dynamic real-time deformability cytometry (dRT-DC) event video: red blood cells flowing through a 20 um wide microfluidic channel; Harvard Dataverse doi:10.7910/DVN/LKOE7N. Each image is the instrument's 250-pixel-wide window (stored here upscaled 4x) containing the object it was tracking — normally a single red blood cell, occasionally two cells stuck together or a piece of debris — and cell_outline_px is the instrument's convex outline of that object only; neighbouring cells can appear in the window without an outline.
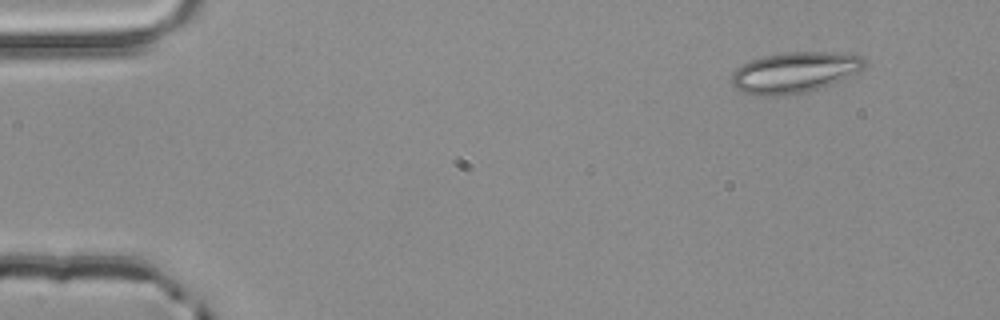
{"species": "common noctule bat (a hibernating species)", "species_latin": "Nyctalus noctula", "temperature_condition": "room temperature", "stored_images_in_passage": 3, "camera_frame_rate_fps": 3000, "um_per_image_px": 0.085, "animal": {"sex": "male", "body_mass_g": 20.4}, "frame": {"image": 1, "passage_image": 1, "time_ms": 0.0, "image_size_px": [1000, 320], "cell_outline_px": [[868, 64], [860, 72], [840, 80], [804, 92], [776, 96], [760, 96], [740, 92], [732, 84], [732, 72], [736, 68], [752, 60], [764, 56], [784, 52], [840, 52], [860, 56], [868, 60]], "centroid_in_image_um": [67.56, 6.14], "position_along_channel_um": 17.4, "area_um2": 31.62}}
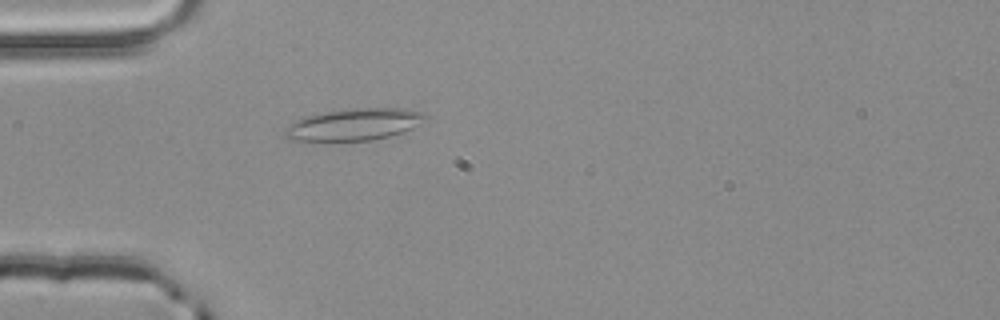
{"frame": {"image": 2, "passage_image": 3, "time_ms": 0.667, "image_size_px": [1000, 320], "cell_outline_px": [[428, 120], [404, 132], [372, 140], [288, 140], [284, 136], [284, 128], [288, 124], [304, 116], [320, 112], [356, 108], [404, 108], [424, 112], [428, 116]], "centroid_in_image_um": [30.11, 10.56], "position_along_channel_um": 54.9, "area_um2": 26.3}}